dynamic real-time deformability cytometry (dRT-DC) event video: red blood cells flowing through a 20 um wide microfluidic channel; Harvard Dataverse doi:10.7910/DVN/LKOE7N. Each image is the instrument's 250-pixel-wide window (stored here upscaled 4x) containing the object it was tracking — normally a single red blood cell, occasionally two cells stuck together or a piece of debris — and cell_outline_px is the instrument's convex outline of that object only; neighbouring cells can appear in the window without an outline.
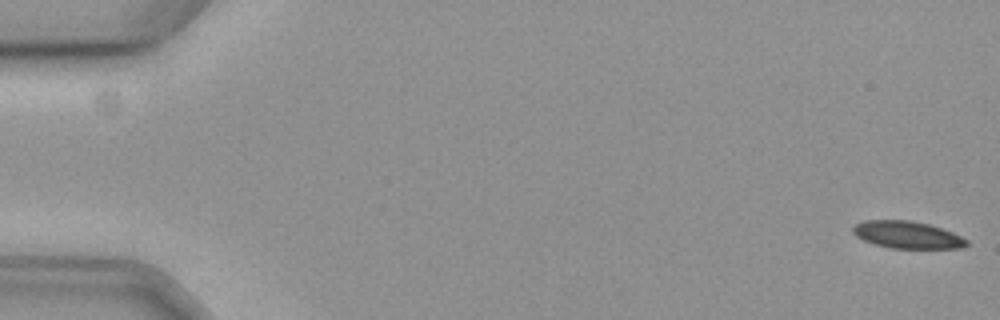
{"species": "common noctule bat (a hibernating species)", "species_latin": "Nyctalus noctula", "temperature_condition": "cold", "stored_images_in_passage": 59, "camera_frame_rate_fps": 3000, "um_per_image_px": 0.085, "animal": {"sex": "female", "body_mass_g": 19.3, "forearm_length_mm": 54.1}, "frame": {"image": 1, "passage_image": 1, "time_ms": 0.0, "image_size_px": [1000, 320], "cell_outline_px": [[968, 244], [960, 248], [892, 248], [876, 244], [864, 240], [856, 236], [852, 232], [852, 228], [856, 224], [868, 220], [908, 220], [928, 224], [952, 232], [968, 240]], "centroid_in_image_um": [77.11, 19.96], "position_along_channel_um": 7.9, "area_um2": 17.74}}
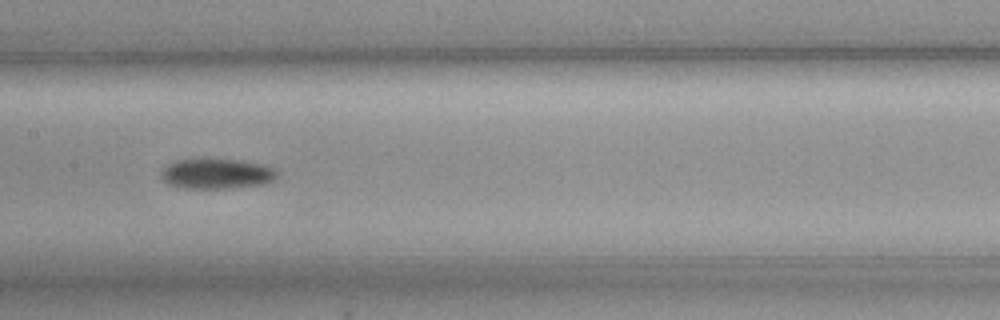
{"frame": {"image": 2, "passage_image": 30, "time_ms": 9.667, "image_size_px": [1000, 320], "cell_outline_px": [[276, 176], [272, 180], [264, 184], [232, 188], [180, 188], [168, 184], [160, 180], [160, 172], [168, 164], [176, 160], [240, 160], [260, 164], [272, 168], [276, 172]], "centroid_in_image_um": [18.34, 14.79], "position_along_channel_um": 189.1, "area_um2": 20.17}}
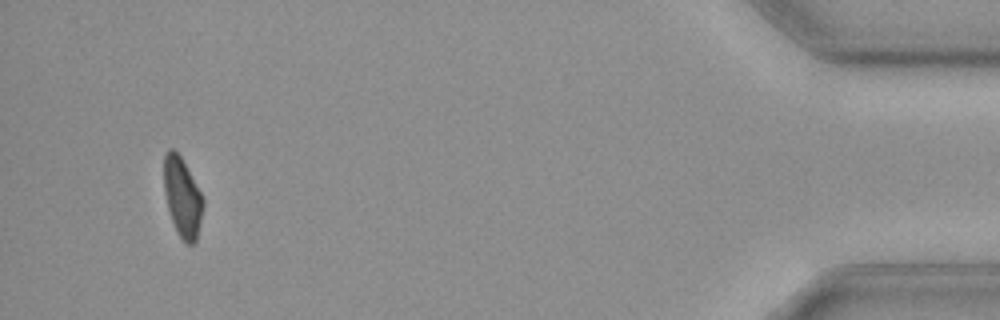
{"frame": {"image": 3, "passage_image": 56, "time_ms": 18.333, "image_size_px": [1000, 320], "cell_outline_px": [[204, 204], [196, 240], [192, 244], [188, 244], [176, 232], [168, 208], [164, 192], [164, 156], [168, 148], [172, 148], [180, 156], [200, 192], [204, 200]], "centroid_in_image_um": [15.49, 16.76], "position_along_channel_um": 419.7, "area_um2": 17.74}}